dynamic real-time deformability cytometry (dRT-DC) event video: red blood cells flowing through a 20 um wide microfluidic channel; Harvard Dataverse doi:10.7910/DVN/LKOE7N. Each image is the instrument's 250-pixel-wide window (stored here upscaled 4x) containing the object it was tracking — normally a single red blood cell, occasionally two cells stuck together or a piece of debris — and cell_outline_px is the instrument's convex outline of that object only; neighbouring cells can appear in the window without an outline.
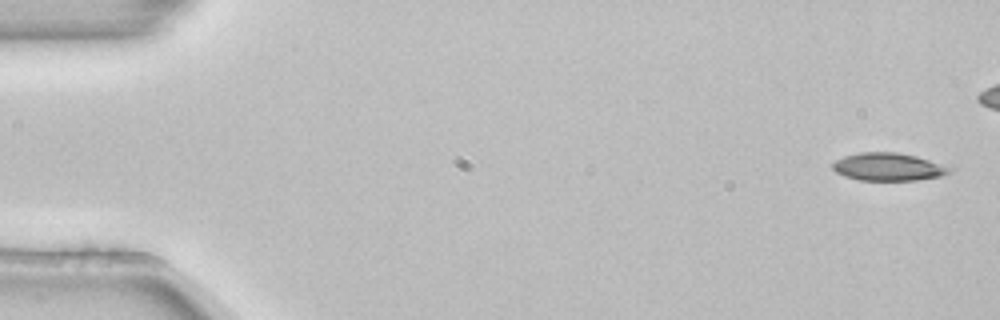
{"species": "common noctule bat (a hibernating species)", "species_latin": "Nyctalus noctula", "temperature_condition": "room temperature", "stored_images_in_passage": 6, "camera_frame_rate_fps": 3000, "um_per_image_px": 0.085, "animal": {"sex": "female", "body_mass_g": 22.7, "forearm_length_mm": 54.2}, "frame": {"image": 1, "passage_image": 1, "time_ms": 0.0, "image_size_px": [1000, 320], "cell_outline_px": [[956, 168], [940, 176], [916, 180], [860, 180], [844, 176], [836, 172], [832, 168], [832, 164], [836, 160], [844, 156], [860, 152], [896, 152], [916, 156]], "centroid_in_image_um": [75.5, 14.18], "position_along_channel_um": 9.5, "area_um2": 18.9}}